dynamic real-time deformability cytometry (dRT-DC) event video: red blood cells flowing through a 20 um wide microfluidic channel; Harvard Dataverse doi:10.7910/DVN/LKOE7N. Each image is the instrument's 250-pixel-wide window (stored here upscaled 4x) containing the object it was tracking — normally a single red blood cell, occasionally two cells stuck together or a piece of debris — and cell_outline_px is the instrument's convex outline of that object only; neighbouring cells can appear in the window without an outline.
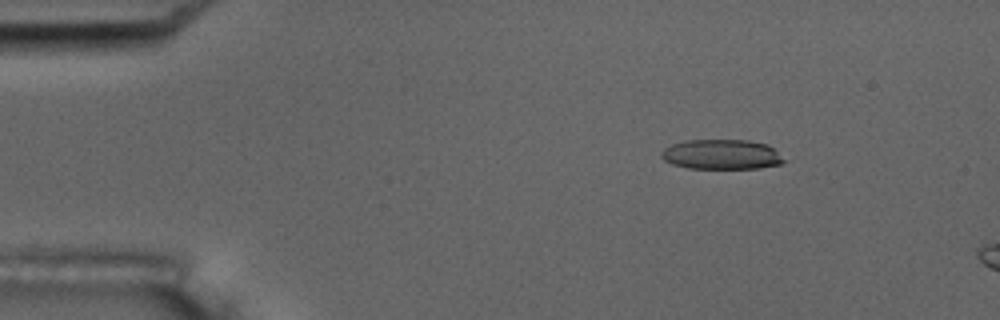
{"species": "common noctule bat (a hibernating species)", "species_latin": "Nyctalus noctula", "temperature_condition": "room temperature", "stored_images_in_passage": 5, "camera_frame_rate_fps": 3000, "um_per_image_px": 0.085, "animal": {"sex": "male", "body_mass_g": 17.5, "forearm_length_mm": 52.3}, "frame": {"image": 1, "passage_image": 3, "time_ms": 2.333, "image_size_px": [1000, 320], "cell_outline_px": [[788, 160], [780, 164], [760, 168], [688, 168], [672, 164], [664, 160], [660, 156], [660, 152], [664, 148], [672, 144], [684, 140], [748, 140], [768, 144]], "centroid_in_image_um": [61.35, 13.12], "position_along_channel_um": 23.7, "area_um2": 21.56}}